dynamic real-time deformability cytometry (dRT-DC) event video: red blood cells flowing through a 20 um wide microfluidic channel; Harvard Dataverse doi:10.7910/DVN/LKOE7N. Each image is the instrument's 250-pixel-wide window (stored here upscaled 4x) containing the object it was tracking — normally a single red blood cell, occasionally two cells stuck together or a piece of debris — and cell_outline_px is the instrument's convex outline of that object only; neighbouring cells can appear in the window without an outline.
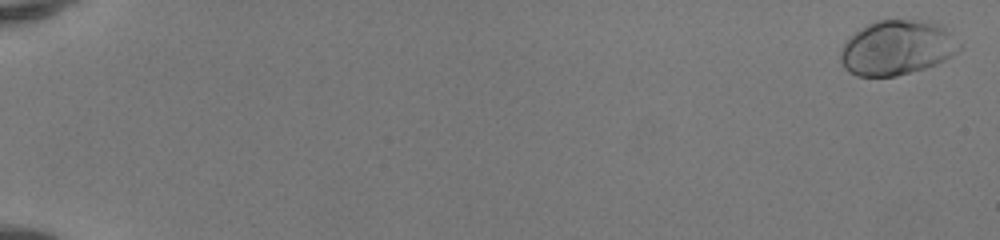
{"species": "human", "species_latin": "Homo sapiens", "temperature_condition": "room temperature", "stored_images_in_passage": 53, "camera_frame_rate_fps": 3000, "um_per_image_px": 0.085, "donor": {"sex": "female"}, "frame": {"image": 1, "passage_image": 2, "time_ms": 0.333, "image_size_px": [1000, 240], "cell_outline_px": [[964, 44], [952, 56], [936, 64], [924, 68], [896, 76], [856, 76], [848, 72], [844, 68], [840, 60], [840, 52], [844, 44], [860, 28], [876, 20], [932, 20], [940, 24]], "centroid_in_image_um": [76.28, 4.05], "position_along_channel_um": 8.7, "area_um2": 38.09}}
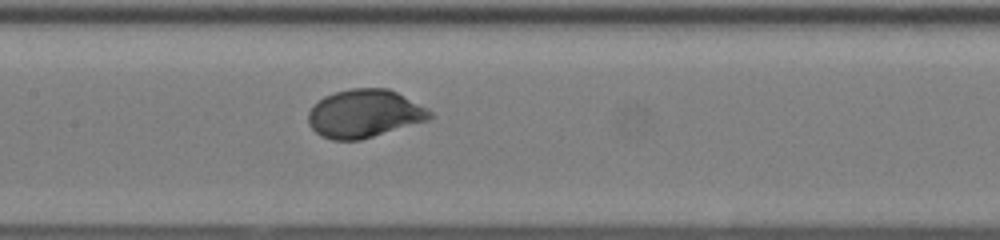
{"frame": {"image": 2, "passage_image": 29, "time_ms": 9.333, "image_size_px": [1000, 240], "cell_outline_px": [[432, 116], [428, 120], [360, 140], [332, 140], [320, 136], [308, 124], [308, 112], [312, 104], [324, 96], [336, 92], [352, 88], [388, 88], [428, 108], [432, 112]], "centroid_in_image_um": [30.94, 9.66], "position_along_channel_um": 176.5, "area_um2": 34.1}}
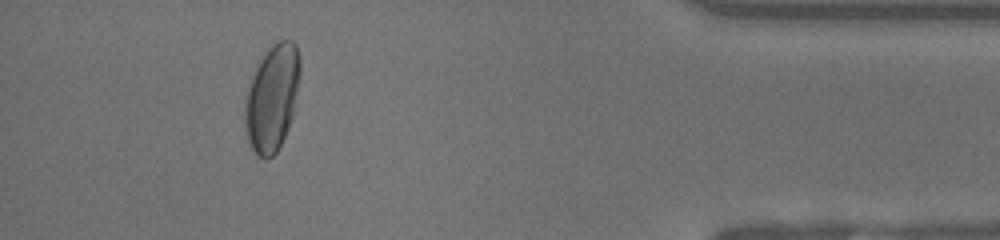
{"frame": {"image": 3, "passage_image": 49, "time_ms": 16.0, "image_size_px": [1000, 240], "cell_outline_px": [[300, 72], [292, 116], [288, 128], [276, 152], [268, 160], [264, 160], [256, 156], [248, 140], [244, 124], [244, 96], [252, 72], [268, 48], [272, 44], [280, 40], [292, 40], [296, 44], [300, 56]], "centroid_in_image_um": [23.09, 8.31], "position_along_channel_um": 412.1, "area_um2": 34.56}, "authors_computed_cell_mechanics": {"area_um2": 33.813, "velocity_mm_per_s": 4.1365, "shape_relaxation_time_tau1_ms": 3.2331, "shape_relaxation_time_tau2_ms": null, "deformation_change_tau1": 0.1549, "deformation_change_tau2": null}}